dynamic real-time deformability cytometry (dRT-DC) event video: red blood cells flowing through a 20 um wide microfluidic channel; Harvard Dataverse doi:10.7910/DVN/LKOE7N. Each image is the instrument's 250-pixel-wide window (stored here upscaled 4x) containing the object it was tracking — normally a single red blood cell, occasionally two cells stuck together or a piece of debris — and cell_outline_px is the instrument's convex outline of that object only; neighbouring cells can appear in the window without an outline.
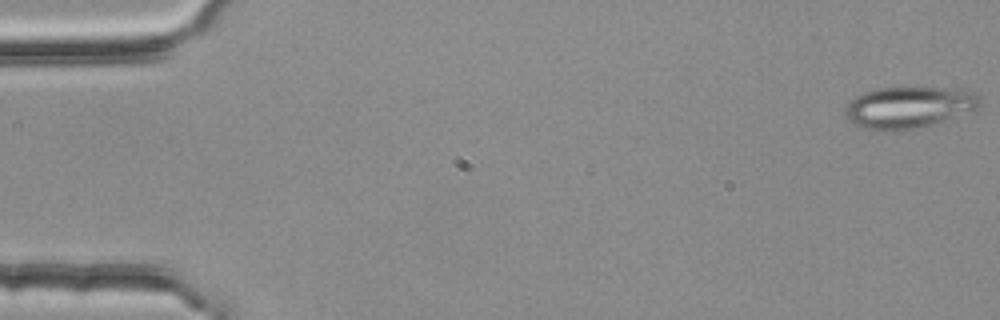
{"species": "common noctule bat (a hibernating species)", "species_latin": "Nyctalus noctula", "temperature_condition": "room temperature", "stored_images_in_passage": 12, "camera_frame_rate_fps": 3000, "um_per_image_px": 0.085, "animal": {"sex": "female", "body_mass_g": 25.1}, "frame": {"image": 1, "passage_image": 1, "time_ms": 0.0, "image_size_px": [1000, 320], "cell_outline_px": [[980, 108], [976, 112], [912, 128], [860, 128], [848, 120], [844, 116], [844, 112], [848, 104], [856, 96], [864, 92], [876, 88], [900, 84], [916, 84], [976, 92], [980, 96]], "centroid_in_image_um": [77.31, 9.02], "position_along_channel_um": 7.7, "area_um2": 33.29}}